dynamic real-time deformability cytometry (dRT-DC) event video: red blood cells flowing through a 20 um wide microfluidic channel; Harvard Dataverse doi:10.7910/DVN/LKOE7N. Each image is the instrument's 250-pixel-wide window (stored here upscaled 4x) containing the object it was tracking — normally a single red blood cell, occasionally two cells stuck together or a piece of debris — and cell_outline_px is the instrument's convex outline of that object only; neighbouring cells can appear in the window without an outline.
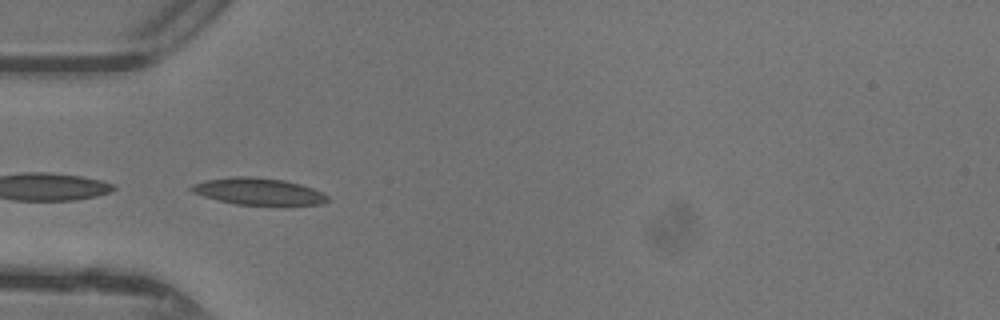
{"species": "common noctule bat (a hibernating species)", "species_latin": "Nyctalus noctula", "temperature_condition": "warm", "stored_images_in_passage": 45, "camera_frame_rate_fps": 3000, "um_per_image_px": 0.085, "animal": {"sex": "female"}, "frame": {"image": 1, "passage_image": 15, "time_ms": 4.667, "image_size_px": [1000, 320], "cell_outline_px": [[328, 200], [320, 204], [236, 204], [216, 200], [192, 192], [188, 188], [192, 184], [204, 180], [232, 176], [252, 176], [284, 180], [300, 184], [312, 188], [328, 196]], "centroid_in_image_um": [21.88, 16.25], "position_along_channel_um": 63.1, "area_um2": 21.04}}
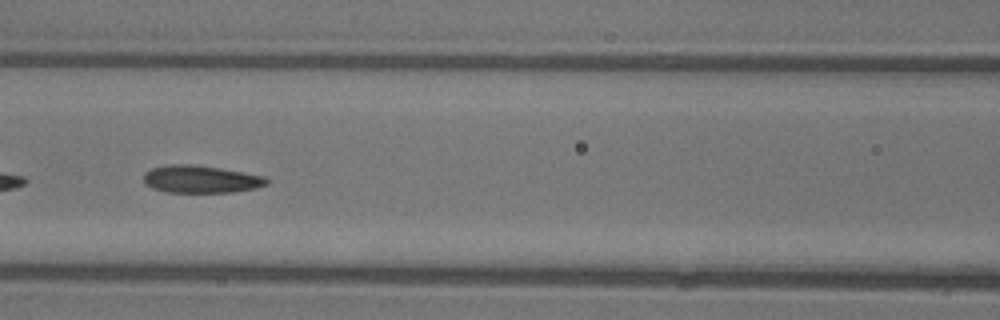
{"frame": {"image": 2, "passage_image": 21, "time_ms": 6.667, "image_size_px": [1000, 320], "cell_outline_px": [[268, 184], [256, 188], [236, 192], [164, 192], [152, 188], [144, 184], [144, 172], [152, 168], [172, 164], [188, 164], [220, 168], [264, 176], [268, 180]], "centroid_in_image_um": [17.05, 15.24], "position_along_channel_um": 149.5, "area_um2": 19.71}}
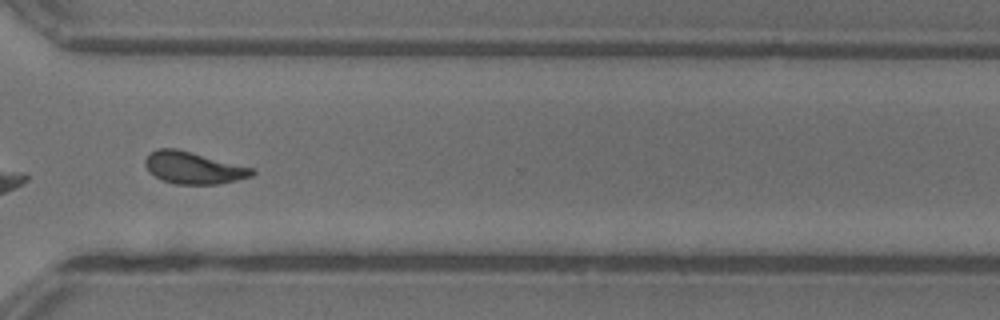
{"frame": {"image": 3, "passage_image": 35, "time_ms": 11.333, "image_size_px": [1000, 320], "cell_outline_px": [[256, 172], [252, 176], [236, 180], [216, 184], [176, 184], [164, 180], [148, 172], [144, 164], [144, 160], [156, 148], [176, 148], [192, 152], [252, 168]], "centroid_in_image_um": [16.41, 14.26], "position_along_channel_um": 354.2, "area_um2": 19.71}, "authors_computed_cell_mechanics": {"area_um2": 19.7676, "velocity_mm_per_s": 4.3936, "shape_relaxation_time_tau1_ms": 6.3256, "shape_relaxation_time_tau2_ms": 2.2058, "deformation_change_tau1": 0.188, "deformation_change_tau2": 0.0971}}